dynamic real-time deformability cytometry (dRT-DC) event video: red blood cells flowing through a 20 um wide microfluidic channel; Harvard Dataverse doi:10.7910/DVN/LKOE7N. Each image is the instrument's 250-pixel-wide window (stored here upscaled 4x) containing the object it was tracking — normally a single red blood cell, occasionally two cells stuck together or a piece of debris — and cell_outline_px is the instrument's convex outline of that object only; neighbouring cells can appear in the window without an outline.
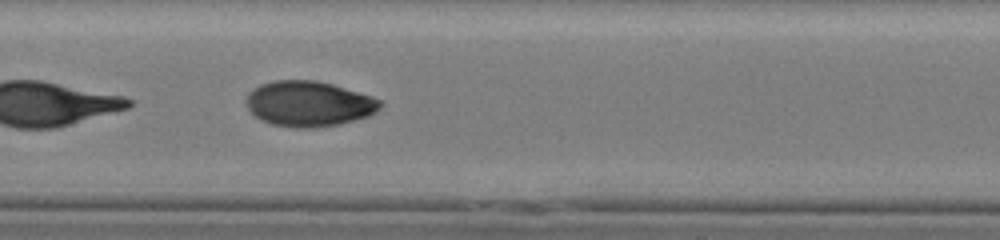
{"species": "human", "species_latin": "Homo sapiens", "temperature_condition": "cold", "stored_images_in_passage": 35, "camera_frame_rate_fps": 3000, "um_per_image_px": 0.085, "donor": {"sex": "male"}, "frame": {"image": 1, "passage_image": 11, "time_ms": 3.333, "image_size_px": [1000, 240], "cell_outline_px": [[384, 104], [376, 112], [368, 116], [340, 124], [312, 128], [296, 128], [272, 124], [260, 120], [248, 108], [248, 92], [260, 84], [276, 80], [316, 80], [332, 84], [372, 96], [380, 100]], "centroid_in_image_um": [26.28, 8.82], "position_along_channel_um": 181.1, "area_um2": 35.37}, "authors_computed_cell_mechanics": {"area_um2": 34.5644, "velocity_mm_per_s": 3.8927, "shape_relaxation_time_tau1_ms": 4.2741, "shape_relaxation_time_tau2_ms": 1.5984, "deformation_change_tau1": 0.1831, "deformation_change_tau2": 0.0338}}